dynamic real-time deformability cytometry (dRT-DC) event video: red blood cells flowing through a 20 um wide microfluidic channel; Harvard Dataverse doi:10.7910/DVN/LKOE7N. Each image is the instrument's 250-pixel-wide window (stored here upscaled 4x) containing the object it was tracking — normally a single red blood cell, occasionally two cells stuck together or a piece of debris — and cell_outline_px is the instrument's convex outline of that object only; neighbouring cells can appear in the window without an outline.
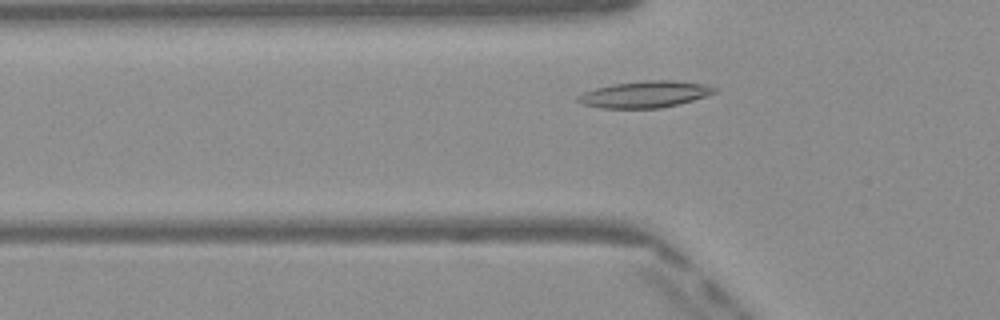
{"species": "Egyptian fruit bat (a non-hibernating species)", "species_latin": "Rousettus aegyptiacus", "temperature_condition": "warm", "stored_images_in_passage": 40, "camera_frame_rate_fps": 3000, "um_per_image_px": 0.085, "frame": {"image": 1, "passage_image": 7, "time_ms": 2.0, "image_size_px": [1000, 320], "cell_outline_px": [[720, 92], [692, 100], [660, 108], [600, 108], [584, 104], [576, 100], [584, 92], [596, 88], [612, 84], [648, 80], [672, 80], [704, 84], [720, 88]], "centroid_in_image_um": [54.89, 8.01], "position_along_channel_um": 70.9, "area_um2": 21.04}}
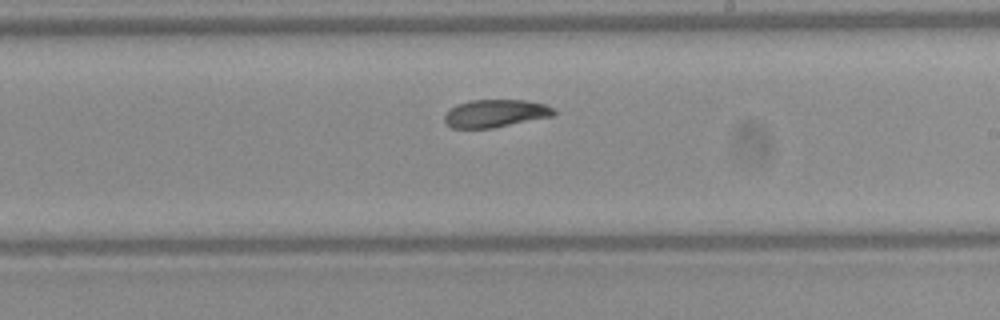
{"frame": {"image": 2, "passage_image": 20, "time_ms": 6.333, "image_size_px": [1000, 320], "cell_outline_px": [[556, 112], [552, 116], [492, 128], [452, 128], [444, 120], [444, 112], [448, 108], [456, 104], [472, 100], [524, 100], [544, 104], [556, 108]], "centroid_in_image_um": [42.08, 9.63], "position_along_channel_um": 246.9, "area_um2": 17.74}}
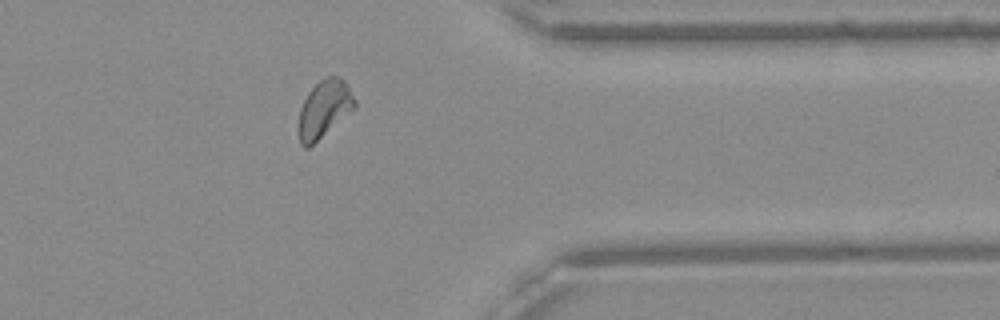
{"frame": {"image": 3, "passage_image": 31, "time_ms": 10.0, "image_size_px": [1000, 320], "cell_outline_px": [[356, 108], [308, 148], [304, 148], [300, 144], [296, 128], [300, 108], [308, 92], [320, 80], [328, 76], [336, 76], [344, 80], [356, 100]], "centroid_in_image_um": [27.52, 9.29], "position_along_channel_um": 383.9, "area_um2": 18.96}, "authors_computed_cell_mechanics": {"area_um2": 18.5538, "velocity_mm_per_s": 4.0437, "shape_relaxation_time_tau1_ms": 5.3121, "shape_relaxation_time_tau2_ms": 6.997, "deformation_change_tau1": 0.1438, "deformation_change_tau2": 0.1226}}